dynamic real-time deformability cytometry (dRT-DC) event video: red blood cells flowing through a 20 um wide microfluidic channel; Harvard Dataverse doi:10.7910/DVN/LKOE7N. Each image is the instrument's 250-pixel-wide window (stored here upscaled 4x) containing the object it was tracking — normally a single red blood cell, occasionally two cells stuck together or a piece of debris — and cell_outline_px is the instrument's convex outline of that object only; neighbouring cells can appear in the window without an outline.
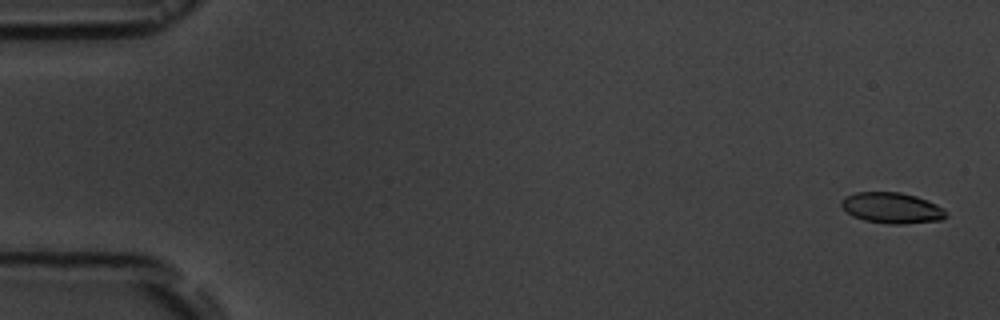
{"species": "common noctule bat (a hibernating species)", "species_latin": "Nyctalus noctula", "temperature_condition": "room temperature", "stored_images_in_passage": 15, "camera_frame_rate_fps": 3000, "um_per_image_px": 0.085, "animal": {"sex": "male", "body_mass_g": 19.5, "forearm_length_mm": 54.6}, "frame": {"image": 1, "passage_image": 1, "time_ms": 0.0, "image_size_px": [1000, 320], "cell_outline_px": [[948, 216], [940, 220], [904, 224], [888, 224], [864, 220], [852, 216], [840, 204], [840, 200], [844, 196], [856, 192], [900, 192], [916, 196], [936, 204], [944, 208], [948, 212]], "centroid_in_image_um": [75.81, 17.67], "position_along_channel_um": 9.2, "area_um2": 18.96}}
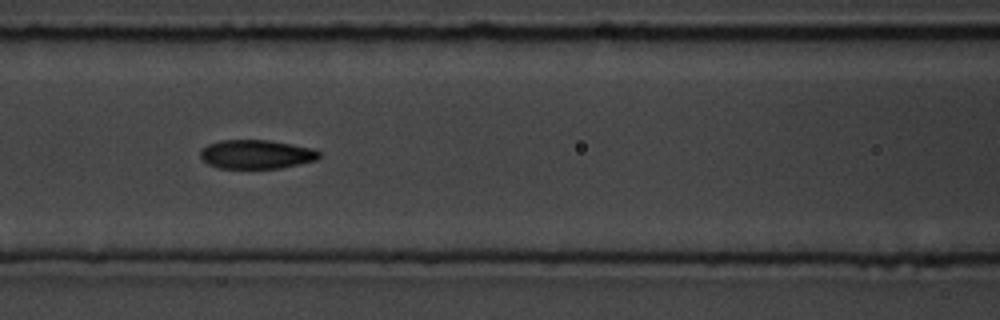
{"frame": {"image": 2, "passage_image": 7, "time_ms": 7.667, "image_size_px": [1000, 320], "cell_outline_px": [[320, 156], [316, 160], [300, 164], [280, 168], [216, 168], [208, 164], [200, 156], [200, 152], [208, 144], [220, 140], [268, 140], [316, 148], [320, 152]], "centroid_in_image_um": [21.82, 13.11], "position_along_channel_um": 144.8, "area_um2": 20.11}}
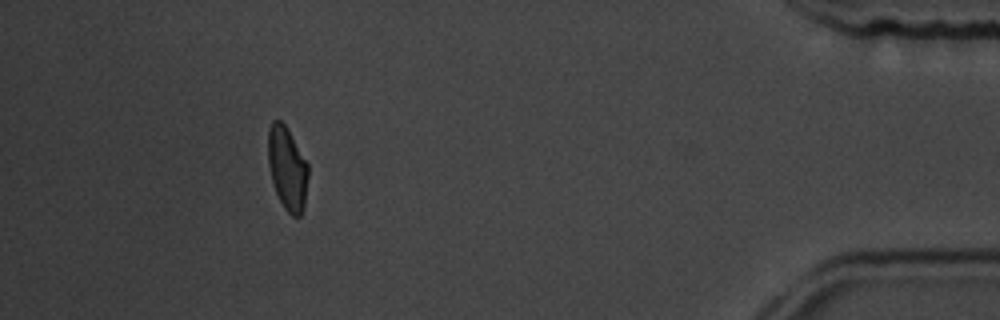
{"frame": {"image": 3, "passage_image": 14, "time_ms": 16.667, "image_size_px": [1000, 320], "cell_outline_px": [[308, 176], [304, 208], [300, 216], [292, 216], [284, 208], [276, 192], [272, 180], [268, 164], [268, 128], [272, 120], [280, 120], [284, 124], [308, 164]], "centroid_in_image_um": [24.41, 14.32], "position_along_channel_um": 410.8, "area_um2": 19.31}, "authors_computed_cell_mechanics": {"area_um2": 20.1722, "velocity_mm_per_s": 3.6098, "shape_relaxation_time_tau1_ms": 2.5032, "shape_relaxation_time_tau2_ms": 2.1381, "deformation_change_tau1": 0.1129, "deformation_change_tau2": 0.0442}}